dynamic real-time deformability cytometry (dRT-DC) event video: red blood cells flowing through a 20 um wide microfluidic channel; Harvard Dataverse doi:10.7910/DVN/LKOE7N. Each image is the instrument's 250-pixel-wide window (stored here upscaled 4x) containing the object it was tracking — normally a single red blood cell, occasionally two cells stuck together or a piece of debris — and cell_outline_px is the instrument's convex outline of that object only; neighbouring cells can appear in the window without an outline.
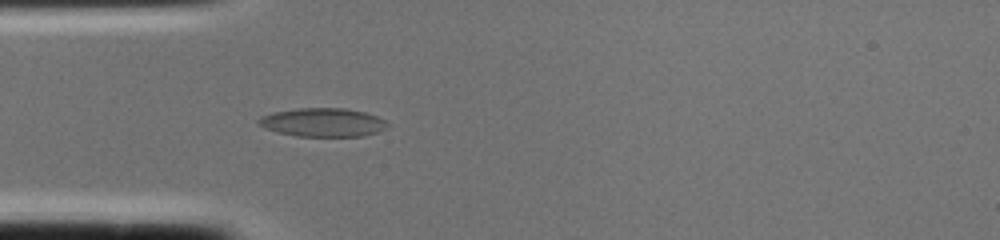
{"species": "common noctule bat (a hibernating species)", "species_latin": "Nyctalus noctula", "temperature_condition": "cold", "stored_images_in_passage": 2, "camera_frame_rate_fps": 3000, "um_per_image_px": 0.085, "animal": {"sex": "female", "body_mass_g": 22.0, "forearm_length_mm": 56.7}, "frame": {"image": 1, "passage_image": 2, "time_ms": 0.333, "image_size_px": [1000, 240], "cell_outline_px": [[392, 124], [388, 128], [380, 132], [364, 136], [296, 136], [276, 132], [264, 128], [256, 120], [260, 116], [272, 112], [300, 108], [344, 108], [364, 112], [376, 116]], "centroid_in_image_um": [27.47, 10.41], "position_along_channel_um": 57.5, "area_um2": 21.73}}